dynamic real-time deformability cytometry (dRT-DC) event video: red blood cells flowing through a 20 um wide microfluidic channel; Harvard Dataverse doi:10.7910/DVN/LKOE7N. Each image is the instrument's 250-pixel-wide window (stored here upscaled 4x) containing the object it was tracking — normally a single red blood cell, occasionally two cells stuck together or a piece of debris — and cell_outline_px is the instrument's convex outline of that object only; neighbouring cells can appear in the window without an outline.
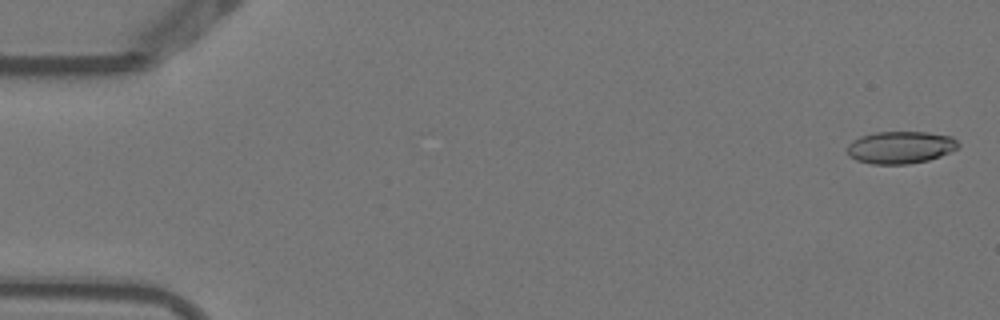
{"species": "Egyptian fruit bat (a non-hibernating species)", "species_latin": "Rousettus aegyptiacus", "temperature_condition": "warm", "stored_images_in_passage": 4, "camera_frame_rate_fps": 3000, "um_per_image_px": 0.085, "animal": {"sex": "female"}, "frame": {"image": 1, "passage_image": 1, "time_ms": 0.0, "image_size_px": [1000, 320], "cell_outline_px": [[960, 148], [940, 156], [928, 160], [908, 164], [872, 164], [856, 160], [848, 156], [848, 144], [852, 140], [860, 136], [876, 132], [928, 132], [952, 136], [960, 144]], "centroid_in_image_um": [76.55, 12.52], "position_along_channel_um": 8.4, "area_um2": 21.1}}
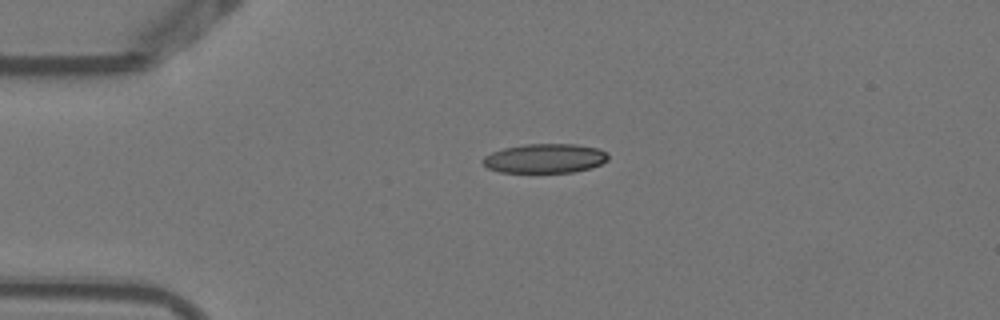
{"frame": {"image": 2, "passage_image": 4, "time_ms": 1.0, "image_size_px": [1000, 320], "cell_outline_px": [[608, 160], [592, 168], [572, 172], [500, 172], [488, 168], [480, 160], [484, 156], [492, 152], [504, 148], [524, 144], [576, 144], [600, 148], [608, 152]], "centroid_in_image_um": [46.34, 13.45], "position_along_channel_um": 38.7, "area_um2": 21.56}}